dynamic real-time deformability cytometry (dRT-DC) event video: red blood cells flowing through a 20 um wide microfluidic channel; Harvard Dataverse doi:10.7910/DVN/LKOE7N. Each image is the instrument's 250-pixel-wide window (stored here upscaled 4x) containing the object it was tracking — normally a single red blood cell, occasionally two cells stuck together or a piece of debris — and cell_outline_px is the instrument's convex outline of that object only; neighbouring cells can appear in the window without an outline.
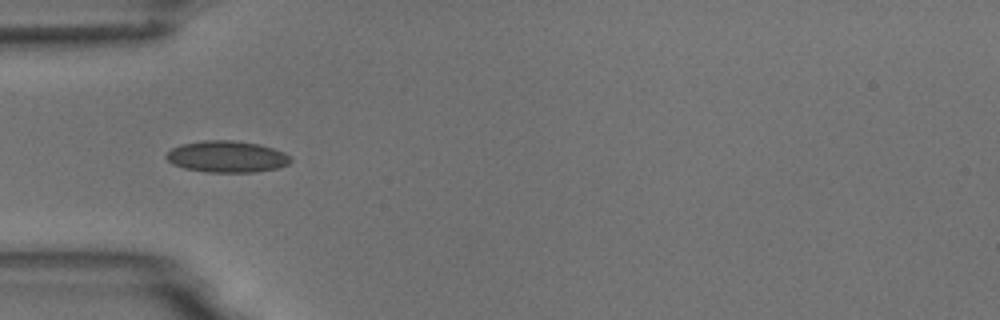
{"species": "common noctule bat (a hibernating species)", "species_latin": "Nyctalus noctula", "temperature_condition": "room temperature", "stored_images_in_passage": 6, "camera_frame_rate_fps": 3000, "um_per_image_px": 0.085, "animal": {"sex": "male", "body_mass_g": 18.8}, "frame": {"image": 1, "passage_image": 4, "time_ms": 4.333, "image_size_px": [1000, 320], "cell_outline_px": [[292, 160], [288, 164], [276, 168], [256, 172], [208, 172], [184, 168], [172, 164], [164, 156], [172, 148], [180, 144], [204, 140], [232, 140], [260, 144], [284, 152]], "centroid_in_image_um": [19.26, 13.31], "position_along_channel_um": 65.7, "area_um2": 22.83}}